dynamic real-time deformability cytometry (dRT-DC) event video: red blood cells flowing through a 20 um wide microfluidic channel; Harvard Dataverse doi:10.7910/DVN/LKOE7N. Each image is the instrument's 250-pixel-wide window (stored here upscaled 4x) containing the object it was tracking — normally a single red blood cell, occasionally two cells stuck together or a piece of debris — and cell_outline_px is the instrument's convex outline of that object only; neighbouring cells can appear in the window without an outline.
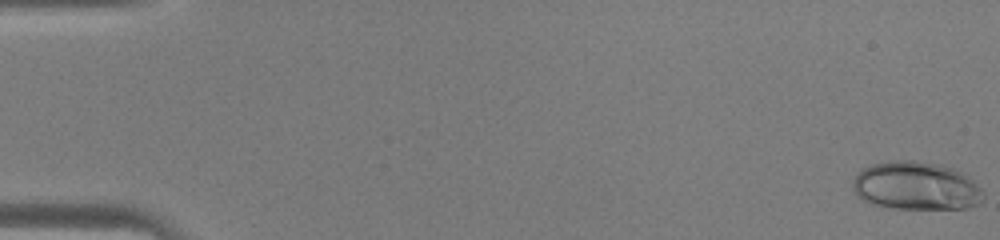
{"species": "human", "species_latin": "Homo sapiens", "temperature_condition": "warm", "stored_images_in_passage": 8, "camera_frame_rate_fps": 3000, "um_per_image_px": 0.085, "donor": {"sex": "male"}, "frame": {"image": 1, "passage_image": 1, "time_ms": 0.0, "image_size_px": [1000, 240], "cell_outline_px": [[984, 200], [980, 204], [968, 208], [892, 208], [872, 204], [856, 196], [852, 188], [852, 180], [864, 168], [872, 164], [892, 160], [916, 160], [940, 164], [952, 168], [960, 172], [972, 180], [984, 192]], "centroid_in_image_um": [77.86, 15.8], "position_along_channel_um": 7.1, "area_um2": 36.82}}